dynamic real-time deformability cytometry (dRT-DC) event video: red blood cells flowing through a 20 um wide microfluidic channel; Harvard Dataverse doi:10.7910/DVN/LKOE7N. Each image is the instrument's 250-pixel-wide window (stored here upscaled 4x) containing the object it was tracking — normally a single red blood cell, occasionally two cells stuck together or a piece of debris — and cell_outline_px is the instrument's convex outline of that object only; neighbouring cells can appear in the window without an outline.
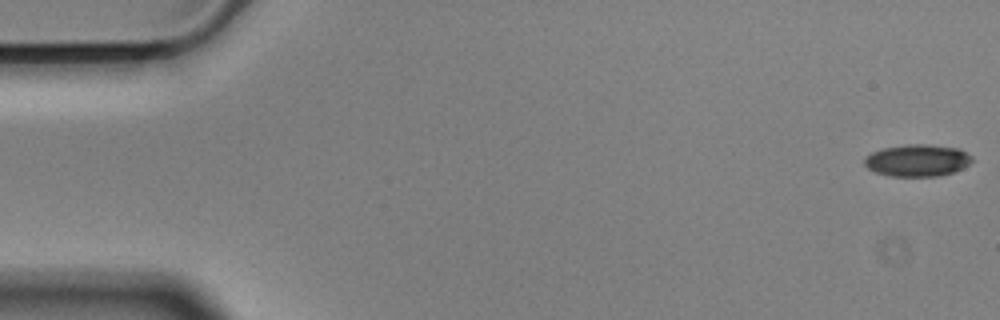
{"species": "Egyptian fruit bat (a non-hibernating species)", "species_latin": "Rousettus aegyptiacus", "temperature_condition": "cold", "stored_images_in_passage": 12, "camera_frame_rate_fps": 3000, "um_per_image_px": 0.085, "animal": {"sex": "male"}, "frame": {"image": 1, "passage_image": 1, "time_ms": 0.0, "image_size_px": [1000, 320], "cell_outline_px": [[972, 160], [964, 168], [940, 176], [888, 176], [876, 172], [868, 168], [864, 164], [864, 160], [872, 152], [884, 148], [908, 144], [920, 144], [960, 148], [972, 156]], "centroid_in_image_um": [77.99, 13.64], "position_along_channel_um": 7.0, "area_um2": 19.94}}